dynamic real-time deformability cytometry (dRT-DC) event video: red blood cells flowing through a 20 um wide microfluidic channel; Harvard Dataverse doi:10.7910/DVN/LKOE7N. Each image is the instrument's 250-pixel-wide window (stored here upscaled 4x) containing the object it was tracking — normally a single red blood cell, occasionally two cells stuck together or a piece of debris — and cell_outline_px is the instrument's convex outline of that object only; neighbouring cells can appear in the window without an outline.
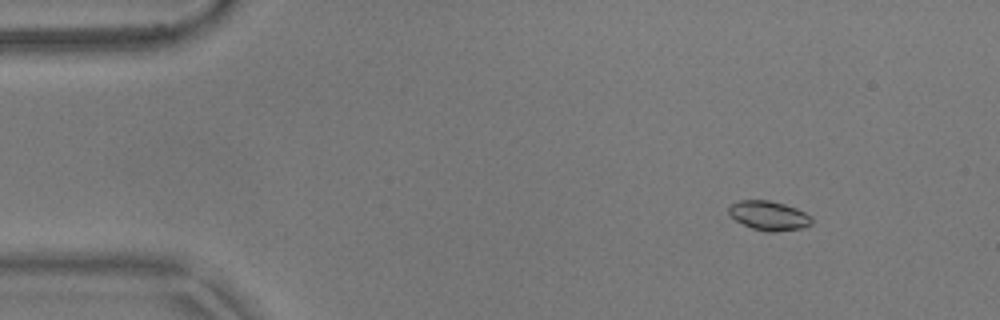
{"species": "common noctule bat (a hibernating species)", "species_latin": "Nyctalus noctula", "temperature_condition": "warm", "stored_images_in_passage": 55, "camera_frame_rate_fps": 3000, "um_per_image_px": 0.085, "animal": {"sex": "male", "body_mass_g": 17.9}, "frame": {"image": 1, "passage_image": 7, "time_ms": 2.0, "image_size_px": [1000, 320], "cell_outline_px": [[812, 224], [800, 228], [772, 232], [764, 232], [752, 228], [728, 216], [728, 208], [732, 204], [740, 200], [768, 200], [784, 204], [796, 208], [812, 216]], "centroid_in_image_um": [65.34, 18.33], "position_along_channel_um": 19.7, "area_um2": 14.16}}
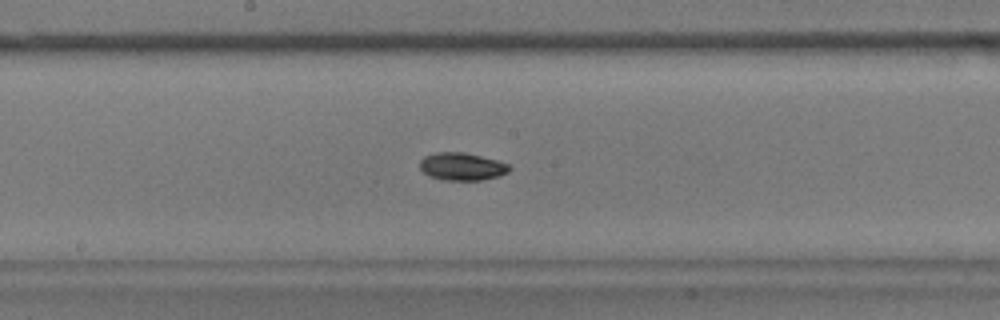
{"frame": {"image": 2, "passage_image": 29, "time_ms": 9.333, "image_size_px": [1000, 320], "cell_outline_px": [[512, 168], [508, 172], [500, 176], [480, 180], [444, 180], [428, 176], [420, 168], [420, 160], [424, 156], [436, 152], [464, 152], [496, 160], [508, 164]], "centroid_in_image_um": [39.26, 14.16], "position_along_channel_um": 208.9, "area_um2": 14.45}}
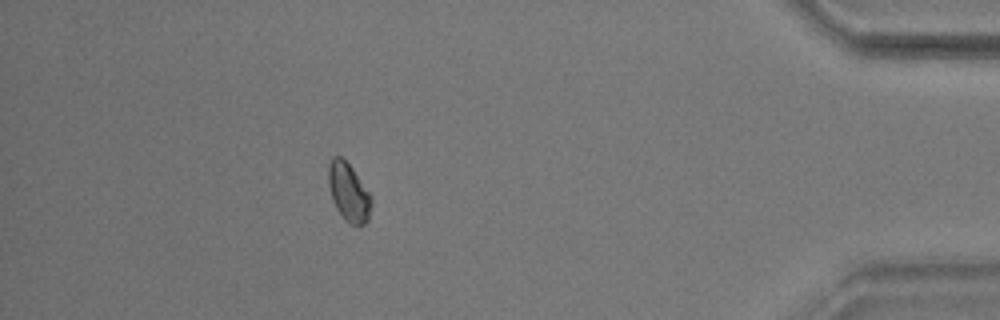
{"frame": {"image": 3, "passage_image": 49, "time_ms": 16.0, "image_size_px": [1000, 320], "cell_outline_px": [[372, 204], [368, 220], [364, 224], [356, 228], [348, 224], [344, 220], [336, 208], [332, 200], [328, 184], [328, 164], [332, 156], [340, 156], [352, 168], [372, 196]], "centroid_in_image_um": [29.63, 16.39], "position_along_channel_um": 405.6, "area_um2": 14.91}, "authors_computed_cell_mechanics": {"area_um2": 14.2188, "velocity_mm_per_s": 3.697, "shape_relaxation_time_tau1_ms": 1.2295, "shape_relaxation_time_tau2_ms": 5.5044, "deformation_change_tau1": 0.0579, "deformation_change_tau2": 0.0557}}